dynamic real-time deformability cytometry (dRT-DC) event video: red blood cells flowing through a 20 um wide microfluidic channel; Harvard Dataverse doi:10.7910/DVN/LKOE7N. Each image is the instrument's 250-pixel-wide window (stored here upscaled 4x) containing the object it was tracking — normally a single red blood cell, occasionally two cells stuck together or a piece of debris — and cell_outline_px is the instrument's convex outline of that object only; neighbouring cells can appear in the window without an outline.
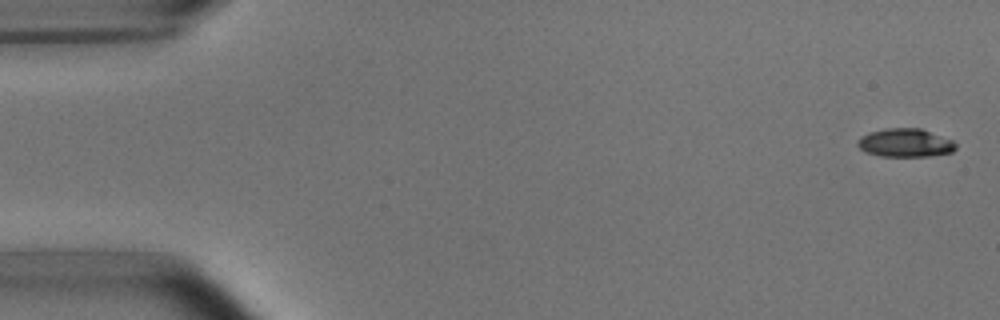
{"species": "common noctule bat (a hibernating species)", "species_latin": "Nyctalus noctula", "temperature_condition": "room temperature", "stored_images_in_passage": 4, "camera_frame_rate_fps": 3000, "um_per_image_px": 0.085, "animal": {"sex": "male", "body_mass_g": 15.6}, "frame": {"image": 1, "passage_image": 1, "time_ms": 0.0, "image_size_px": [1000, 320], "cell_outline_px": [[956, 148], [952, 152], [928, 156], [880, 156], [864, 152], [856, 144], [856, 140], [860, 136], [868, 132], [888, 128], [920, 128], [952, 140], [956, 144]], "centroid_in_image_um": [76.89, 12.14], "position_along_channel_um": 8.1, "area_um2": 16.3}}